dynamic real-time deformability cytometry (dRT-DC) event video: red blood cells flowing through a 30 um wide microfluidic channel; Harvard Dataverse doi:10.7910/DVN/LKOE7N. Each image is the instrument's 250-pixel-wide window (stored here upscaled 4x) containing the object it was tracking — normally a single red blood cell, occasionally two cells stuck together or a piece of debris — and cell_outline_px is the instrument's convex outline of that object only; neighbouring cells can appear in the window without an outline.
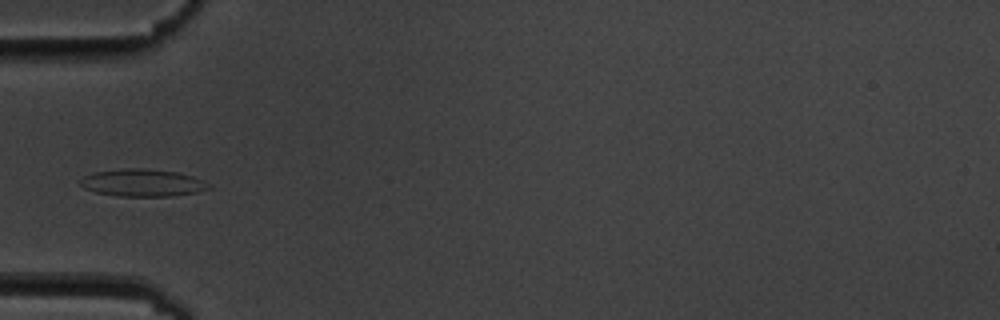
{"species": "common noctule bat (a hibernating species)", "species_latin": "Nyctalus noctula", "temperature_condition": "cold", "stored_images_in_passage": 10, "camera_frame_rate_fps": 3000, "um_per_image_px": 0.085, "animal": {"sex": "male", "body_mass_g": 19.5, "forearm_length_mm": 54.6}, "frame": {"image": 1, "passage_image": 5, "time_ms": 4.667, "image_size_px": [1000, 320], "cell_outline_px": [[212, 188], [196, 192], [168, 196], [120, 196], [96, 192], [84, 188], [80, 184], [80, 180], [84, 176], [92, 172], [120, 168], [144, 168], [176, 172], [192, 176], [212, 184]], "centroid_in_image_um": [12.11, 15.52], "position_along_channel_um": 72.9, "area_um2": 20.52}}
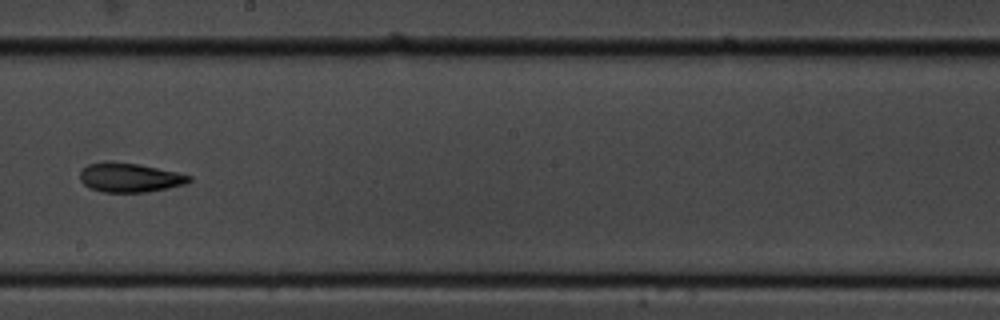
{"frame": {"image": 2, "passage_image": 9, "time_ms": 9.333, "image_size_px": [1000, 320], "cell_outline_px": [[192, 180], [184, 184], [168, 188], [148, 192], [104, 192], [88, 188], [80, 180], [80, 172], [88, 164], [108, 160], [136, 164], [176, 172], [192, 176]], "centroid_in_image_um": [10.99, 15.09], "position_along_channel_um": 237.2, "area_um2": 18.55}}
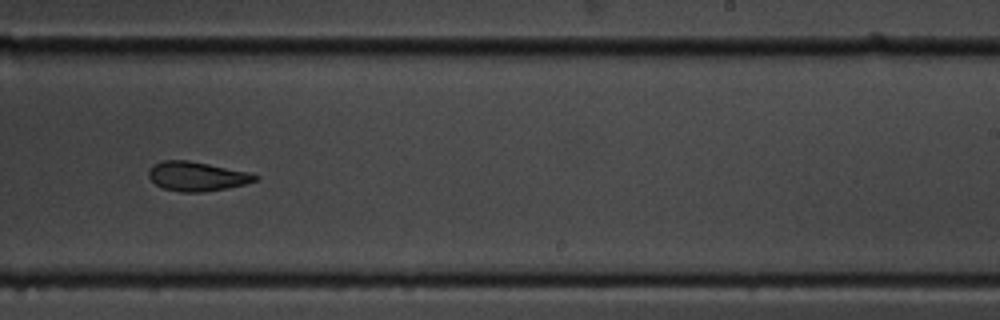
{"frame": {"image": 3, "passage_image": 10, "time_ms": 10.333, "image_size_px": [1000, 320], "cell_outline_px": [[260, 176], [256, 180], [244, 184], [228, 188], [204, 192], [180, 192], [164, 188], [156, 184], [148, 176], [148, 172], [152, 164], [164, 160], [188, 160], [252, 172]], "centroid_in_image_um": [16.76, 14.98], "position_along_channel_um": 272.2, "area_um2": 18.32}}